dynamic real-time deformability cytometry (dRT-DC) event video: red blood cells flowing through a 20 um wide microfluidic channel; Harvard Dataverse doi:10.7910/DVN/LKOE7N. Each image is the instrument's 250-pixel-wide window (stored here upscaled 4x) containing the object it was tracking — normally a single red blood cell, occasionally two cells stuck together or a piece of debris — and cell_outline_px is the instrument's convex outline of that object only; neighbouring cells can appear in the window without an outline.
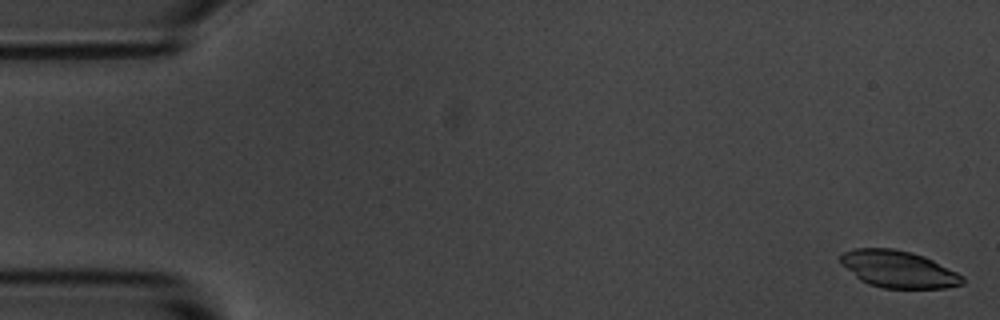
{"species": "common noctule bat (a hibernating species)", "species_latin": "Nyctalus noctula", "temperature_condition": "room temperature", "stored_images_in_passage": 6, "camera_frame_rate_fps": 3000, "um_per_image_px": 0.085, "animal": {"sex": "male", "body_mass_g": 20.1, "forearm_length_mm": 53.5}, "frame": {"image": 1, "passage_image": 1, "time_ms": 0.0, "image_size_px": [1000, 320], "cell_outline_px": [[964, 284], [944, 288], [884, 288], [868, 284], [860, 280], [840, 264], [840, 256], [844, 252], [852, 248], [892, 248], [912, 252], [924, 256], [964, 276]], "centroid_in_image_um": [76.34, 22.88], "position_along_channel_um": 8.7, "area_um2": 26.36}}